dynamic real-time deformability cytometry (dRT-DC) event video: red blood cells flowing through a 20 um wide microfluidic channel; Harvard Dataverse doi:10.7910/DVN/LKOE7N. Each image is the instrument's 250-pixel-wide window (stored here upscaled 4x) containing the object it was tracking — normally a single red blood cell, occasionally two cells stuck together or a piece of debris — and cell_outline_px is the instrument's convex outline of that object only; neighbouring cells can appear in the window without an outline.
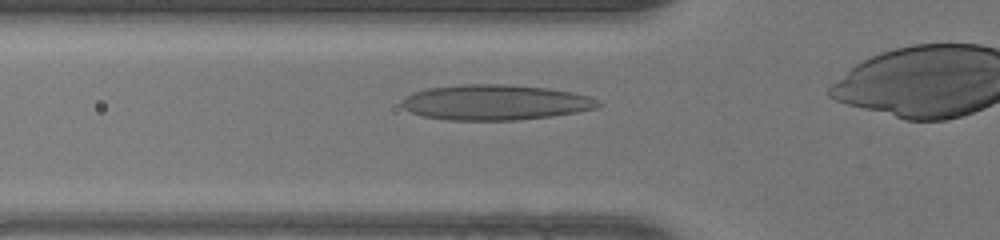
{"species": "human", "species_latin": "Homo sapiens", "temperature_condition": "warm", "stored_images_in_passage": 29, "camera_frame_rate_fps": 3000, "um_per_image_px": 0.085, "donor": {"sex": "female"}, "frame": {"image": 1, "passage_image": 6, "time_ms": 1.667, "image_size_px": [1000, 240], "cell_outline_px": [[604, 104], [596, 108], [576, 112], [552, 116], [520, 120], [452, 120], [424, 116], [412, 112], [404, 108], [400, 104], [400, 100], [404, 96], [412, 92], [428, 88], [464, 84], [512, 84], [548, 88], [572, 92], [592, 96], [600, 100]], "centroid_in_image_um": [42.13, 8.69], "position_along_channel_um": 83.7, "area_um2": 40.86}}
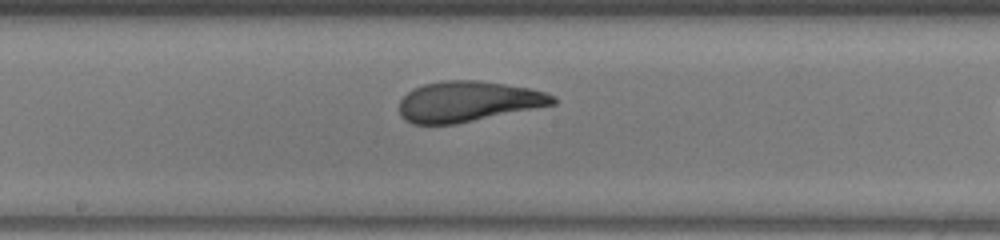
{"frame": {"image": 2, "passage_image": 15, "time_ms": 4.667, "image_size_px": [1000, 240], "cell_outline_px": [[556, 104], [456, 124], [412, 124], [404, 120], [400, 116], [400, 100], [412, 88], [424, 84], [444, 80], [480, 80], [528, 88], [544, 92], [556, 96]], "centroid_in_image_um": [39.76, 8.63], "position_along_channel_um": 208.4, "area_um2": 36.3}}
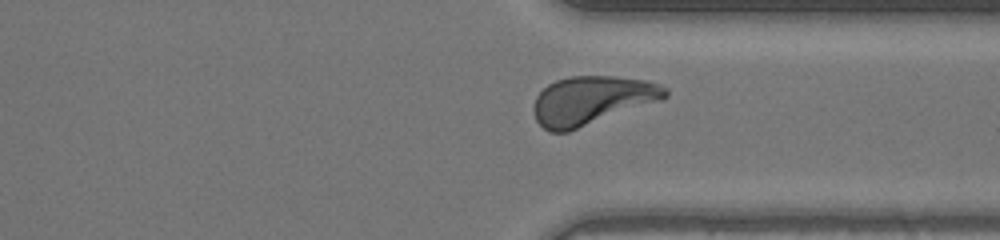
{"frame": {"image": 3, "passage_image": 26, "time_ms": 8.333, "image_size_px": [1000, 240], "cell_outline_px": [[668, 96], [664, 100], [568, 132], [548, 132], [536, 120], [532, 108], [536, 96], [548, 84], [556, 80], [572, 76], [616, 76], [648, 80], [660, 84], [668, 88]], "centroid_in_image_um": [50.35, 8.53], "position_along_channel_um": 361.1, "area_um2": 37.8}}